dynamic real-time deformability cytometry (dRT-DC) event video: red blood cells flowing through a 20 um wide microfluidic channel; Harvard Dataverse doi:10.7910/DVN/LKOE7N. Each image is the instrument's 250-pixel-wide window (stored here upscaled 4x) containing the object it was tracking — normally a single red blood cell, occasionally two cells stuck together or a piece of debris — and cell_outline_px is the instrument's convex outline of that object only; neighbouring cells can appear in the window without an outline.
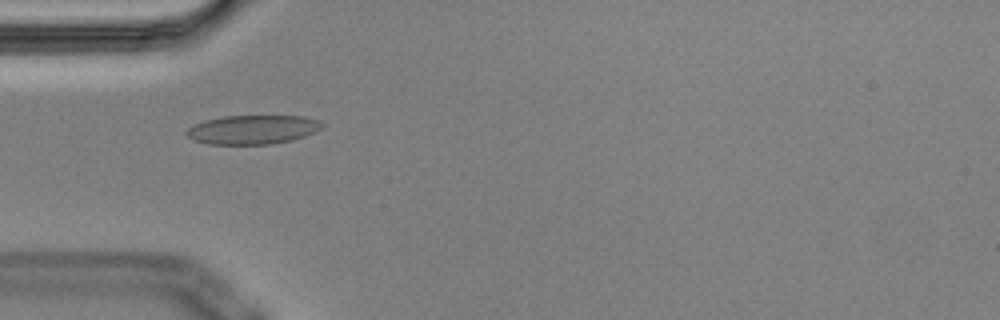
{"species": "Egyptian fruit bat (a non-hibernating species)", "species_latin": "Rousettus aegyptiacus", "temperature_condition": "cold", "stored_images_in_passage": 5, "camera_frame_rate_fps": 3000, "um_per_image_px": 0.085, "animal": {"sex": "male"}, "frame": {"image": 1, "passage_image": 5, "time_ms": 1.333, "image_size_px": [1000, 320], "cell_outline_px": [[324, 128], [304, 136], [292, 140], [272, 144], [208, 144], [192, 140], [184, 132], [192, 124], [204, 120], [224, 116], [304, 116], [320, 120], [324, 124]], "centroid_in_image_um": [21.47, 11.01], "position_along_channel_um": 63.5, "area_um2": 23.18}}